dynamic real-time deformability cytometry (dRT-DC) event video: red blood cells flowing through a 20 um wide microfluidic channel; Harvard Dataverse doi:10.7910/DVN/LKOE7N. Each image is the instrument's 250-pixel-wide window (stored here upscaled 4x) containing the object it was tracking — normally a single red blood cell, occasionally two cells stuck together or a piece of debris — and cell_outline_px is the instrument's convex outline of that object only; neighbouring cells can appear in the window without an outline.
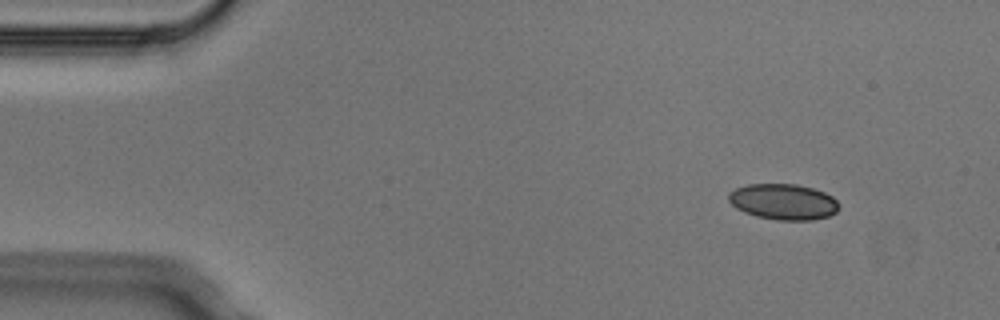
{"species": "Egyptian fruit bat (a non-hibernating species)", "species_latin": "Rousettus aegyptiacus", "temperature_condition": "cold", "stored_images_in_passage": 8, "camera_frame_rate_fps": 3000, "um_per_image_px": 0.085, "animal": {"sex": "male"}, "frame": {"image": 1, "passage_image": 1, "time_ms": 0.0, "image_size_px": [1000, 320], "cell_outline_px": [[840, 208], [836, 212], [828, 216], [812, 220], [776, 220], [756, 216], [744, 212], [736, 208], [728, 200], [728, 192], [736, 188], [748, 184], [796, 184], [812, 188], [824, 192], [832, 196], [840, 204]], "centroid_in_image_um": [66.59, 17.15], "position_along_channel_um": 18.4, "area_um2": 23.18}}
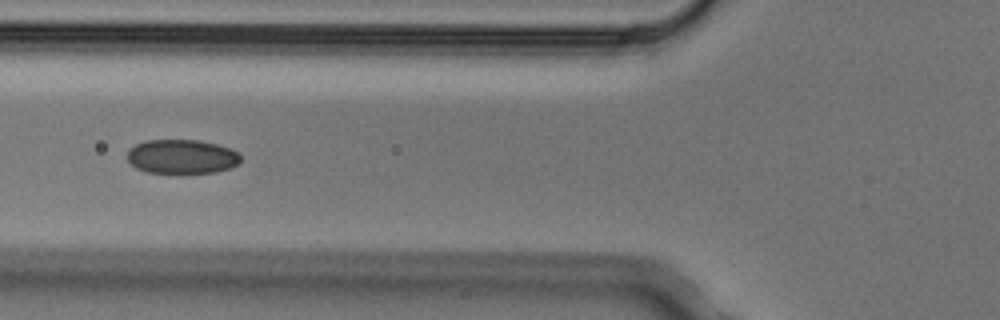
{"frame": {"image": 2, "passage_image": 5, "time_ms": 1.333, "image_size_px": [1000, 320], "cell_outline_px": [[240, 160], [236, 164], [228, 168], [216, 172], [148, 172], [136, 168], [128, 160], [128, 152], [136, 144], [144, 140], [200, 140], [232, 148], [240, 152]], "centroid_in_image_um": [15.48, 13.29], "position_along_channel_um": 110.3, "area_um2": 22.37}}
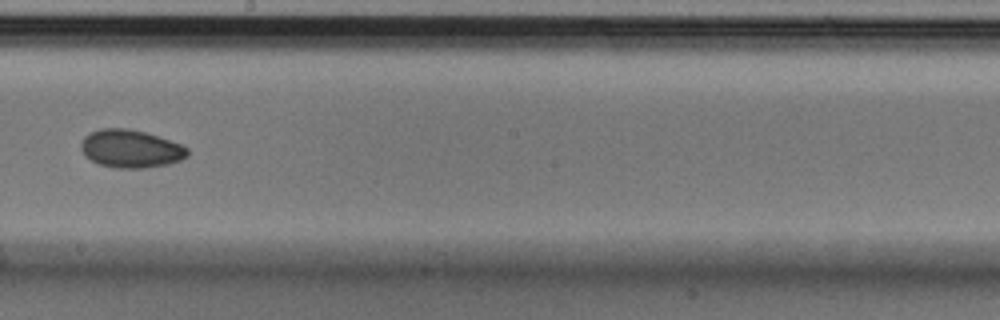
{"frame": {"image": 3, "passage_image": 8, "time_ms": 2.333, "image_size_px": [1000, 320], "cell_outline_px": [[188, 156], [180, 160], [168, 164], [144, 168], [116, 168], [100, 164], [84, 156], [80, 148], [80, 144], [84, 136], [88, 132], [100, 128], [128, 128], [144, 132], [180, 144], [188, 148]], "centroid_in_image_um": [11.07, 12.64], "position_along_channel_um": 237.1, "area_um2": 23.58}}